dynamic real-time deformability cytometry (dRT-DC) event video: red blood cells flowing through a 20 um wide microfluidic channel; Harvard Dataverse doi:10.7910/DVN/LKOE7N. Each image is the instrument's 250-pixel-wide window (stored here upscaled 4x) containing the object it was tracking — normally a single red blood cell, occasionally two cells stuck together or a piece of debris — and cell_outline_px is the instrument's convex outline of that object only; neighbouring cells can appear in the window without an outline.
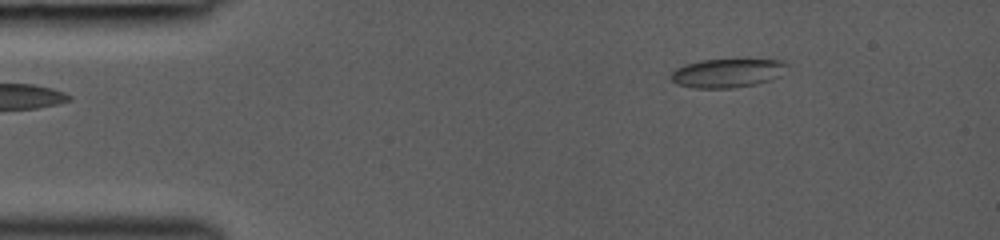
{"species": "common noctule bat (a hibernating species)", "species_latin": "Nyctalus noctula", "temperature_condition": "room temperature", "stored_images_in_passage": 3, "camera_frame_rate_fps": 3000, "um_per_image_px": 0.085, "animal": {"sex": "female", "body_mass_g": 19.0, "forearm_length_mm": 53.3}, "frame": {"image": 1, "passage_image": 3, "time_ms": 2.0, "image_size_px": [1000, 240], "cell_outline_px": [[788, 64], [780, 76], [756, 84], [732, 88], [692, 88], [676, 84], [672, 80], [672, 72], [676, 68], [684, 64], [700, 60], [784, 60]], "centroid_in_image_um": [61.8, 6.21], "position_along_channel_um": 23.2, "area_um2": 19.36}}